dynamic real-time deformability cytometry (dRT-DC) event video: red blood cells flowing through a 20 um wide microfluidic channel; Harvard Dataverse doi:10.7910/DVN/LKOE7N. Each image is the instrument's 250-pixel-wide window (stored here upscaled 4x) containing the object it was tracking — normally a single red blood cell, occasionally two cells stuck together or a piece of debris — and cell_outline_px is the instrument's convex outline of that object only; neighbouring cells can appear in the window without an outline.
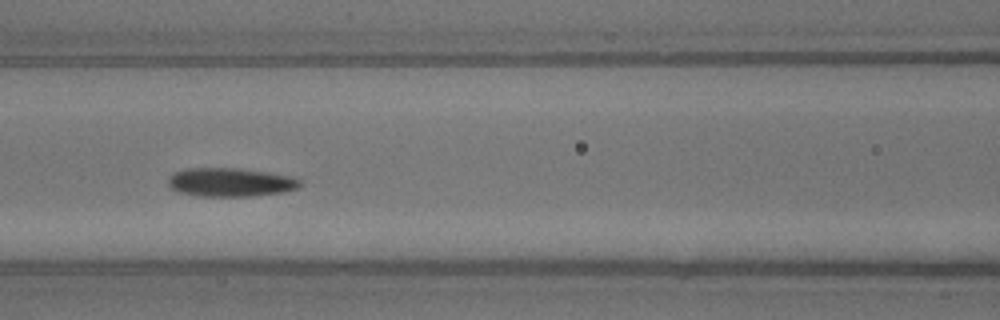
{"species": "common noctule bat (a hibernating species)", "species_latin": "Nyctalus noctula", "temperature_condition": "warm", "stored_images_in_passage": 27, "camera_frame_rate_fps": 3000, "um_per_image_px": 0.085, "animal": {"sex": "male", "body_mass_g": 13.3}, "frame": {"image": 1, "passage_image": 8, "time_ms": 2.333, "image_size_px": [1000, 320], "cell_outline_px": [[300, 184], [296, 188], [284, 192], [252, 196], [200, 196], [180, 192], [168, 188], [168, 176], [184, 168], [240, 168], [296, 176], [300, 180]], "centroid_in_image_um": [19.58, 15.48], "position_along_channel_um": 147.0, "area_um2": 22.25}}
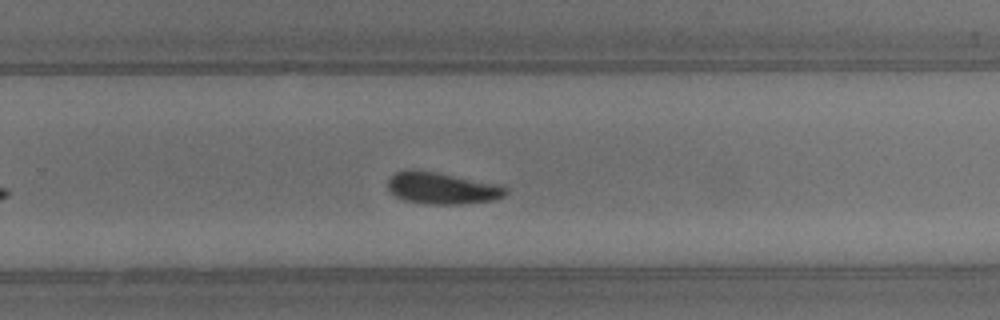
{"frame": {"image": 2, "passage_image": 16, "time_ms": 5.0, "image_size_px": [1000, 320], "cell_outline_px": [[508, 192], [504, 196], [496, 200], [460, 204], [428, 204], [404, 200], [396, 196], [388, 188], [388, 180], [396, 172], [408, 168], [412, 168], [436, 172], [500, 184], [508, 188]], "centroid_in_image_um": [37.6, 15.98], "position_along_channel_um": 292.2, "area_um2": 22.02}}